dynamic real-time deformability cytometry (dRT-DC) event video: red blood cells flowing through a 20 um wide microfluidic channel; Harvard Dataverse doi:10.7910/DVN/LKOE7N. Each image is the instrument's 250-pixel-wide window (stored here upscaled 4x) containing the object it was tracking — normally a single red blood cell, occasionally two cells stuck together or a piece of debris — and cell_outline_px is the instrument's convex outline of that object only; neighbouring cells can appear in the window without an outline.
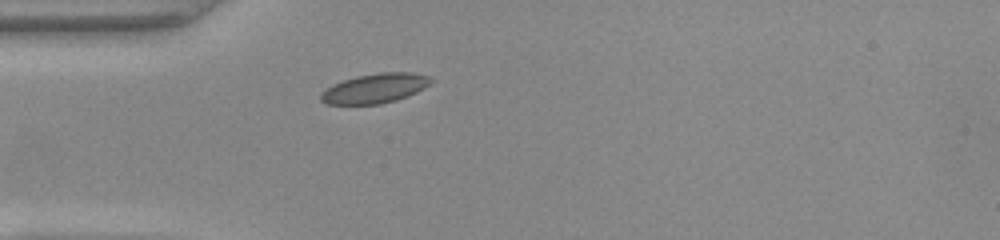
{"species": "common noctule bat (a hibernating species)", "species_latin": "Nyctalus noctula", "temperature_condition": "warm", "stored_images_in_passage": 38, "camera_frame_rate_fps": 3000, "um_per_image_px": 0.085, "animal": {"sex": "female", "body_mass_g": 22.0, "forearm_length_mm": 56.7}, "frame": {"image": 1, "passage_image": 1, "time_ms": 0.0, "image_size_px": [1000, 240], "cell_outline_px": [[436, 80], [424, 88], [416, 92], [396, 100], [380, 104], [328, 104], [320, 100], [320, 92], [332, 84], [356, 76], [380, 72], [412, 72], [432, 76]], "centroid_in_image_um": [31.9, 7.49], "position_along_channel_um": 53.1, "area_um2": 19.19}}
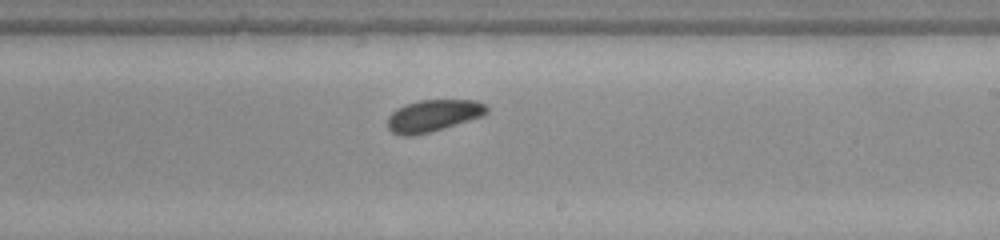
{"frame": {"image": 2, "passage_image": 17, "time_ms": 5.333, "image_size_px": [1000, 240], "cell_outline_px": [[488, 112], [484, 116], [428, 132], [408, 136], [400, 136], [392, 132], [388, 128], [388, 116], [396, 108], [404, 104], [420, 100], [476, 100], [484, 104], [488, 108]], "centroid_in_image_um": [36.81, 9.82], "position_along_channel_um": 252.2, "area_um2": 18.38}}
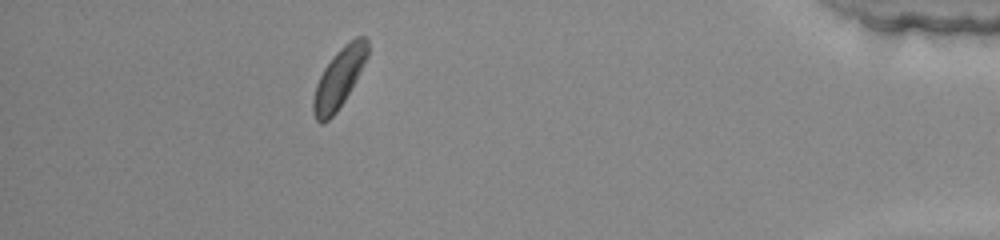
{"frame": {"image": 3, "passage_image": 33, "time_ms": 10.667, "image_size_px": [1000, 240], "cell_outline_px": [[368, 56], [356, 80], [344, 100], [336, 112], [328, 120], [320, 124], [316, 120], [312, 112], [312, 100], [316, 84], [324, 68], [336, 52], [344, 44], [356, 36], [364, 36], [368, 40]], "centroid_in_image_um": [28.81, 6.64], "position_along_channel_um": 406.4, "area_um2": 18.79}, "authors_computed_cell_mechanics": {"area_um2": 18.4382, "velocity_mm_per_s": 3.878, "shape_relaxation_time_tau1_ms": 2.1766, "shape_relaxation_time_tau2_ms": 5.0304, "deformation_change_tau1": 0.0568, "deformation_change_tau2": 0.0466}}